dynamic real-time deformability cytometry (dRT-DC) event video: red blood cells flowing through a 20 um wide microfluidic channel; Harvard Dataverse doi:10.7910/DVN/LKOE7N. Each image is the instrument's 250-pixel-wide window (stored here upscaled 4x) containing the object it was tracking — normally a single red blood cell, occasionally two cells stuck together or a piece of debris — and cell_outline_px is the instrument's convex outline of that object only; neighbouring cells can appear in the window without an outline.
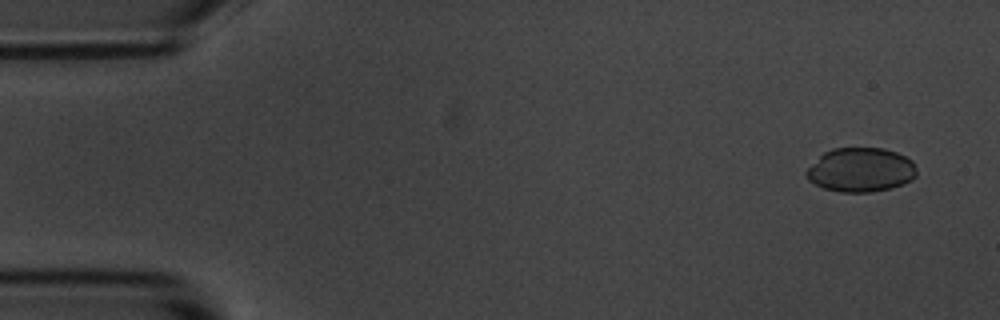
{"species": "common noctule bat (a hibernating species)", "species_latin": "Nyctalus noctula", "temperature_condition": "room temperature", "stored_images_in_passage": 5, "camera_frame_rate_fps": 3000, "um_per_image_px": 0.085, "animal": {"sex": "male", "body_mass_g": 20.1, "forearm_length_mm": 53.5}, "frame": {"image": 1, "passage_image": 1, "time_ms": 0.0, "image_size_px": [1000, 320], "cell_outline_px": [[916, 176], [912, 180], [892, 188], [872, 192], [840, 192], [824, 188], [808, 180], [804, 172], [824, 152], [832, 148], [884, 148], [896, 152], [912, 160], [916, 168]], "centroid_in_image_um": [73.17, 14.44], "position_along_channel_um": 11.8, "area_um2": 28.44}}